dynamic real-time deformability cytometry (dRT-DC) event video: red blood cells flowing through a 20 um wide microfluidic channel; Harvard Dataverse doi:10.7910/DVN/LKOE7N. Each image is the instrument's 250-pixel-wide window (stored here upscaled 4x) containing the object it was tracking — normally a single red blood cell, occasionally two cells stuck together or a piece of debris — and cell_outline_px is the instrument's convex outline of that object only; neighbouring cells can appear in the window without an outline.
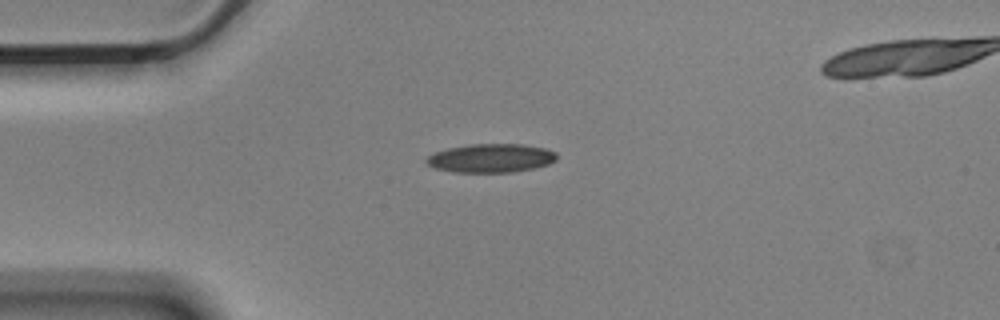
{"species": "Egyptian fruit bat (a non-hibernating species)", "species_latin": "Rousettus aegyptiacus", "temperature_condition": "cold", "stored_images_in_passage": 42, "camera_frame_rate_fps": 3000, "um_per_image_px": 0.085, "animal": {"sex": "male"}, "frame": {"image": 1, "passage_image": 1, "time_ms": 0.0, "image_size_px": [1000, 320], "cell_outline_px": [[556, 160], [548, 164], [532, 168], [512, 172], [452, 172], [436, 168], [428, 164], [424, 160], [428, 156], [436, 152], [448, 148], [468, 144], [524, 144], [544, 148], [556, 152]], "centroid_in_image_um": [41.72, 13.43], "position_along_channel_um": 43.3, "area_um2": 21.68}}
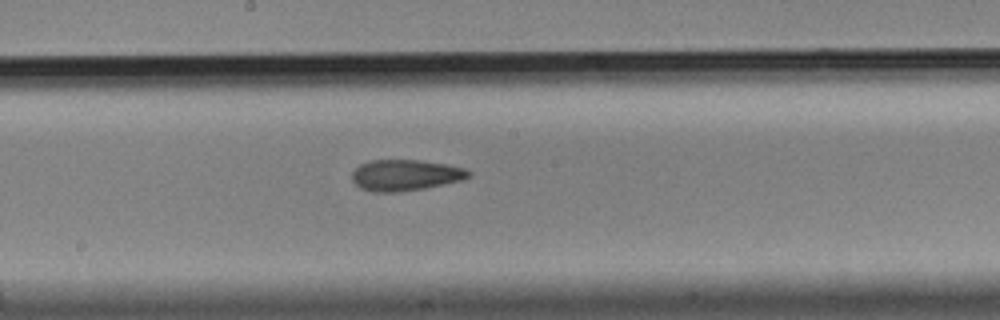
{"frame": {"image": 2, "passage_image": 17, "time_ms": 5.333, "image_size_px": [1000, 320], "cell_outline_px": [[472, 176], [464, 180], [424, 188], [400, 192], [372, 192], [360, 188], [352, 180], [352, 172], [360, 164], [368, 160], [420, 160], [444, 164], [464, 168], [472, 172]], "centroid_in_image_um": [34.46, 14.89], "position_along_channel_um": 213.7, "area_um2": 21.27}}
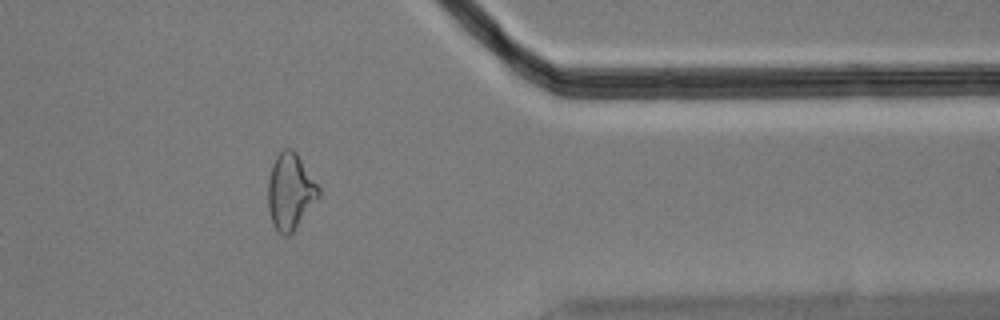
{"frame": {"image": 3, "passage_image": 33, "time_ms": 10.667, "image_size_px": [1000, 320], "cell_outline_px": [[320, 196], [292, 232], [288, 236], [284, 236], [272, 224], [268, 208], [268, 180], [272, 164], [276, 156], [284, 148], [292, 148], [296, 152], [320, 188]], "centroid_in_image_um": [24.66, 16.26], "position_along_channel_um": 386.7, "area_um2": 22.31}}